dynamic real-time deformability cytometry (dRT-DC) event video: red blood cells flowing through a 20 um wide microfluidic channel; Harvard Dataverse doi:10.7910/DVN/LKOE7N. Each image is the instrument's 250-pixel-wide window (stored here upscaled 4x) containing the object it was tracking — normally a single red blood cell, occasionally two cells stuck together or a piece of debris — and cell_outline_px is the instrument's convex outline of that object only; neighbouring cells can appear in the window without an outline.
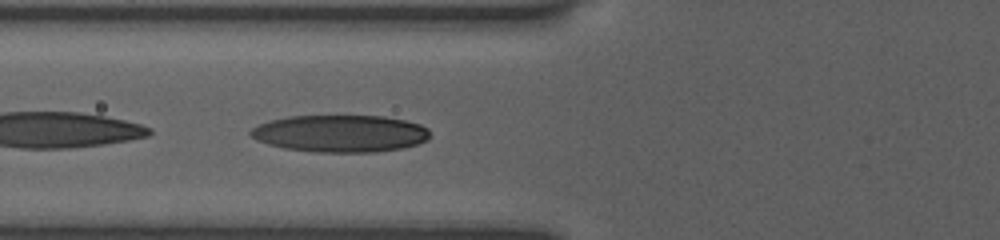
{"species": "human", "species_latin": "Homo sapiens", "temperature_condition": "room temperature", "stored_images_in_passage": 33, "camera_frame_rate_fps": 3000, "um_per_image_px": 0.085, "donor": {"sex": "female"}, "frame": {"image": 1, "passage_image": 5, "time_ms": 1.667, "image_size_px": [1000, 240], "cell_outline_px": [[428, 140], [404, 148], [376, 152], [316, 152], [284, 148], [268, 144], [256, 140], [248, 132], [252, 128], [268, 120], [288, 116], [384, 116], [404, 120], [420, 124], [428, 128]], "centroid_in_image_um": [28.91, 11.35], "position_along_channel_um": 96.9, "area_um2": 38.9}}
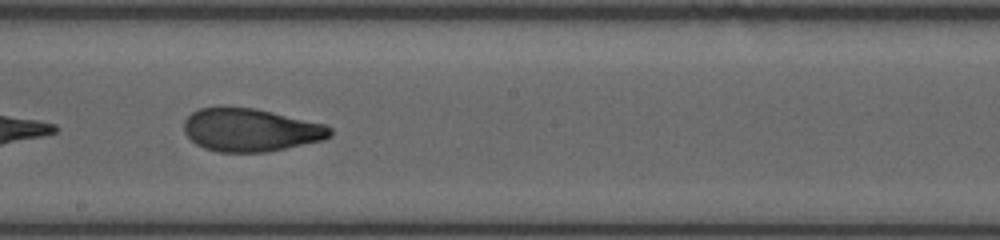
{"frame": {"image": 2, "passage_image": 14, "time_ms": 5.0, "image_size_px": [1000, 240], "cell_outline_px": [[332, 136], [324, 140], [268, 152], [216, 152], [204, 148], [196, 144], [184, 132], [184, 120], [192, 112], [200, 108], [256, 108], [324, 124], [332, 128]], "centroid_in_image_um": [21.32, 11.06], "position_along_channel_um": 226.9, "area_um2": 36.53}}
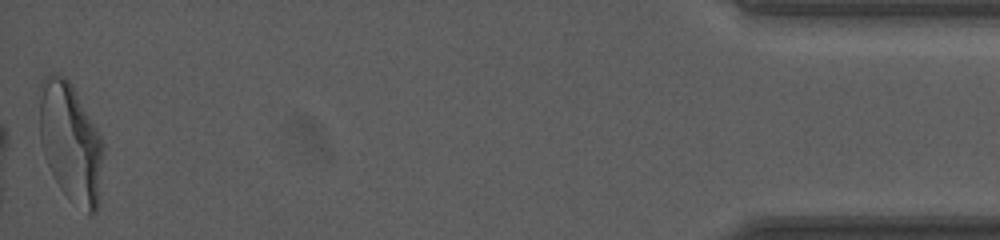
{"frame": {"image": 3, "passage_image": 33, "time_ms": 12.333, "image_size_px": [1000, 240], "cell_outline_px": [[104, 148], [96, 212], [88, 212], [68, 196], [60, 188], [52, 176], [44, 156], [40, 144], [40, 80], [52, 72], [64, 76], [68, 80], [100, 136], [104, 144]], "centroid_in_image_um": [5.96, 12.06], "position_along_channel_um": 429.2, "area_um2": 43.41}, "authors_computed_cell_mechanics": {"area_um2": 38.2636, "velocity_mm_per_s": 3.8861, "shape_relaxation_time_tau1_ms": 5.9914, "shape_relaxation_time_tau2_ms": 0.9444, "deformation_change_tau1": 0.2199, "deformation_change_tau2": 0.0732}}